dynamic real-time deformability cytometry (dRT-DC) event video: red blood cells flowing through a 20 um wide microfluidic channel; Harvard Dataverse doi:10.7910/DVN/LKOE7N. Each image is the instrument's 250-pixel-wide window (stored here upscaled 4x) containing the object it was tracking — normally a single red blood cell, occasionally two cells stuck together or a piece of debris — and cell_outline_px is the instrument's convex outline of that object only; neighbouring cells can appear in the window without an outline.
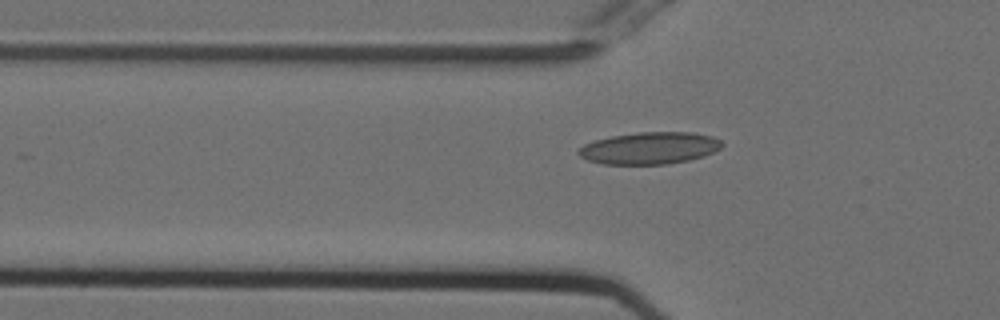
{"species": "Egyptian fruit bat (a non-hibernating species)", "species_latin": "Rousettus aegyptiacus", "temperature_condition": "cold", "stored_images_in_passage": 42, "camera_frame_rate_fps": 3000, "um_per_image_px": 0.085, "animal": {"sex": "female"}, "frame": {"image": 1, "passage_image": 10, "time_ms": 3.0, "image_size_px": [1000, 320], "cell_outline_px": [[724, 144], [720, 148], [704, 156], [688, 160], [668, 164], [604, 164], [588, 160], [580, 156], [576, 152], [584, 144], [596, 140], [612, 136], [636, 132], [692, 132], [712, 136], [720, 140]], "centroid_in_image_um": [55.22, 12.58], "position_along_channel_um": 70.6, "area_um2": 26.7}}
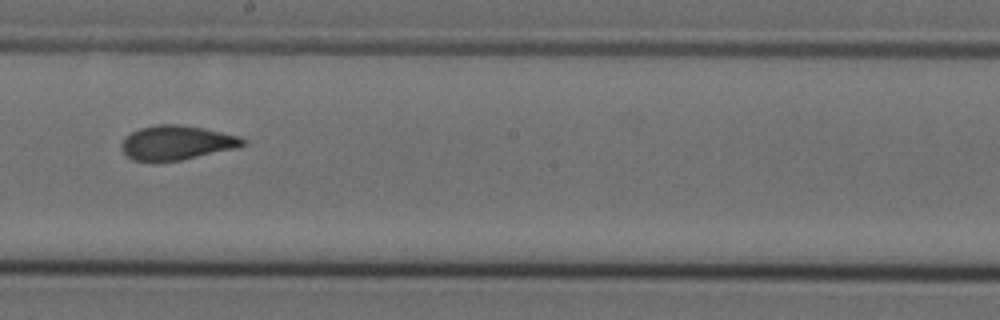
{"frame": {"image": 2, "passage_image": 23, "time_ms": 7.333, "image_size_px": [1000, 320], "cell_outline_px": [[248, 140], [240, 148], [180, 160], [156, 164], [152, 164], [132, 160], [120, 148], [120, 144], [132, 132], [140, 128], [156, 124], [176, 124], [204, 128], [240, 136]], "centroid_in_image_um": [15.02, 12.16], "position_along_channel_um": 233.2, "area_um2": 24.91}}
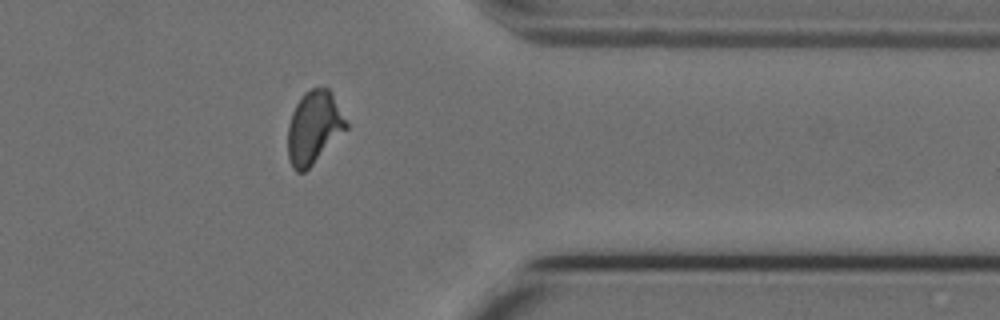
{"frame": {"image": 3, "passage_image": 36, "time_ms": 11.667, "image_size_px": [1000, 320], "cell_outline_px": [[348, 128], [304, 172], [296, 172], [292, 168], [288, 156], [288, 124], [292, 112], [300, 96], [304, 92], [312, 88], [328, 88], [332, 92], [348, 124]], "centroid_in_image_um": [26.67, 10.82], "position_along_channel_um": 384.7, "area_um2": 24.62}, "authors_computed_cell_mechanics": {"area_um2": 24.4494, "velocity_mm_per_s": 3.744, "shape_relaxation_time_tau1_ms": 10.7453, "shape_relaxation_time_tau2_ms": 1.2622, "deformation_change_tau1": 0.1966, "deformation_change_tau2": 0.0555}}